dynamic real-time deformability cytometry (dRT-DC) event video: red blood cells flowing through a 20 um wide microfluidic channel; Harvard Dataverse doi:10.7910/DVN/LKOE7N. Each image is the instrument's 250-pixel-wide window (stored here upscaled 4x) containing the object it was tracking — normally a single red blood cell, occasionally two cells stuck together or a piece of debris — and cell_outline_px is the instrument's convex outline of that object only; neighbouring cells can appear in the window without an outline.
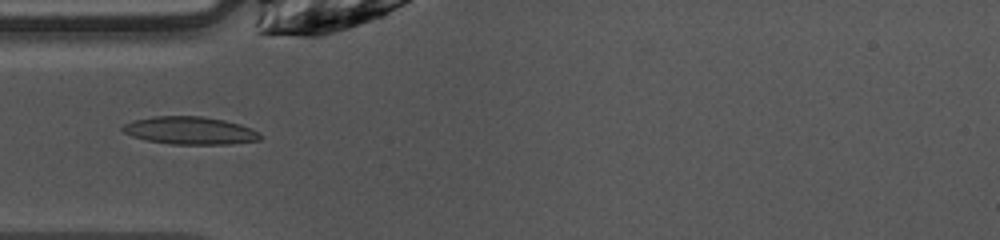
{"species": "common noctule bat (a hibernating species)", "species_latin": "Nyctalus noctula", "temperature_condition": "warm", "stored_images_in_passage": 37, "camera_frame_rate_fps": 3000, "um_per_image_px": 0.085, "animal": {"sex": "female", "body_mass_g": 10.0, "forearm_length_mm": 53.1}, "frame": {"image": 1, "passage_image": 3, "time_ms": 0.667, "image_size_px": [1000, 240], "cell_outline_px": [[264, 136], [260, 140], [232, 144], [168, 144], [148, 140], [132, 136], [124, 132], [120, 128], [124, 124], [132, 120], [152, 116], [200, 116], [224, 120], [240, 124], [252, 128]], "centroid_in_image_um": [16.16, 11.09], "position_along_channel_um": 68.8, "area_um2": 22.37}}
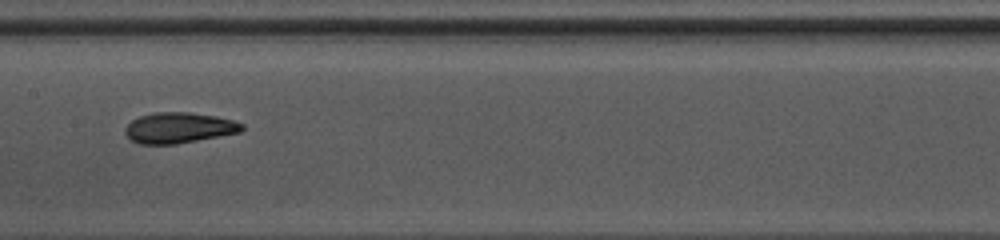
{"frame": {"image": 2, "passage_image": 12, "time_ms": 3.667, "image_size_px": [1000, 240], "cell_outline_px": [[244, 128], [240, 132], [176, 144], [140, 144], [132, 140], [124, 132], [124, 128], [132, 120], [140, 116], [152, 112], [188, 112], [216, 116], [232, 120], [244, 124]], "centroid_in_image_um": [15.19, 10.86], "position_along_channel_um": 192.2, "area_um2": 20.81}}
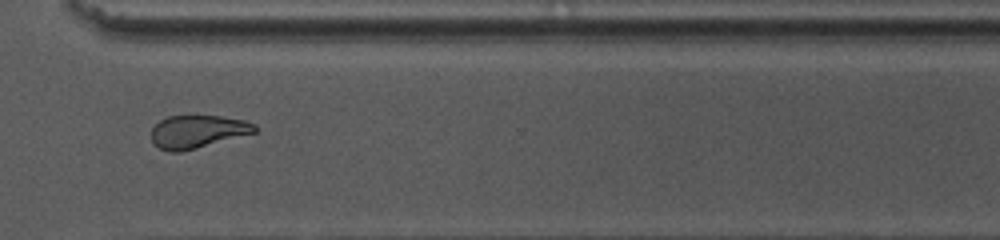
{"frame": {"image": 3, "passage_image": 24, "time_ms": 7.667, "image_size_px": [1000, 240], "cell_outline_px": [[260, 128], [256, 132], [180, 152], [168, 152], [160, 148], [152, 140], [152, 128], [160, 120], [168, 116], [220, 116], [244, 120], [256, 124]], "centroid_in_image_um": [16.82, 11.18], "position_along_channel_um": 353.8, "area_um2": 19.65}, "authors_computed_cell_mechanics": {"area_um2": 20.9236, "velocity_mm_per_s": 4.0499, "shape_relaxation_time_tau1_ms": 5.3931, "shape_relaxation_time_tau2_ms": 3.1707, "deformation_change_tau1": 0.1719, "deformation_change_tau2": 0.1069}}